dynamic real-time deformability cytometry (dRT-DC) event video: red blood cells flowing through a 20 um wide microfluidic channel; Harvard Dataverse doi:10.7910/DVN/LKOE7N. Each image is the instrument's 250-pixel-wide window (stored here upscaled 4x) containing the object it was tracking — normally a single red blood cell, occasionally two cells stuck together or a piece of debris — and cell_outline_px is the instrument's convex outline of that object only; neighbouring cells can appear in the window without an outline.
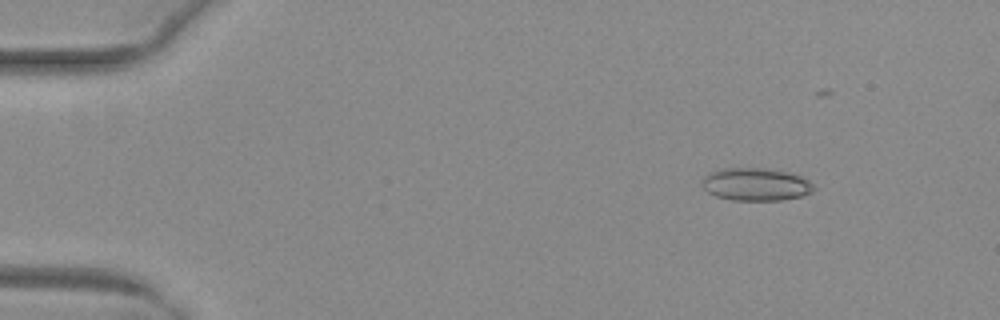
{"species": "common noctule bat (a hibernating species)", "species_latin": "Nyctalus noctula", "temperature_condition": "warm", "stored_images_in_passage": 21, "camera_frame_rate_fps": 3000, "um_per_image_px": 0.085, "animal": {"sex": "female", "body_mass_g": 29.2, "forearm_length_mm": 56.3}, "frame": {"image": 1, "passage_image": 5, "time_ms": 1.333, "image_size_px": [1000, 320], "cell_outline_px": [[816, 188], [812, 192], [800, 196], [780, 200], [732, 200], [716, 196], [708, 192], [704, 188], [704, 176], [720, 168], [768, 168], [788, 172], [800, 176], [808, 180]], "centroid_in_image_um": [64.27, 15.66], "position_along_channel_um": 20.7, "area_um2": 21.15}}
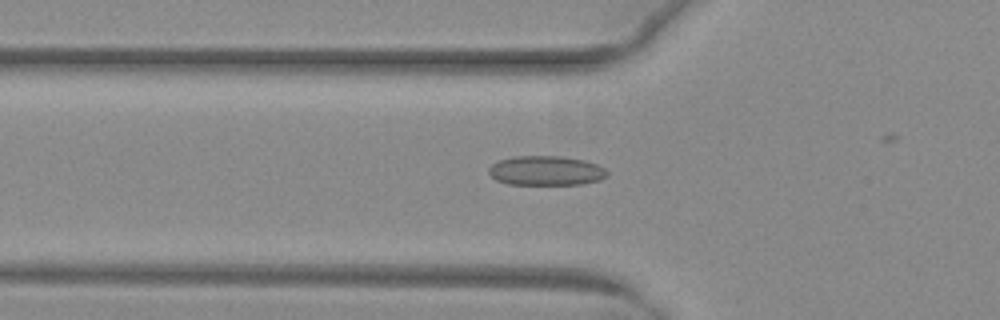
{"frame": {"image": 2, "passage_image": 17, "time_ms": 5.333, "image_size_px": [1000, 320], "cell_outline_px": [[608, 176], [600, 180], [580, 184], [508, 184], [496, 180], [488, 172], [488, 168], [492, 164], [500, 160], [512, 156], [560, 156], [584, 160], [596, 164], [604, 168], [608, 172]], "centroid_in_image_um": [46.41, 14.5], "position_along_channel_um": 79.4, "area_um2": 20.35}}
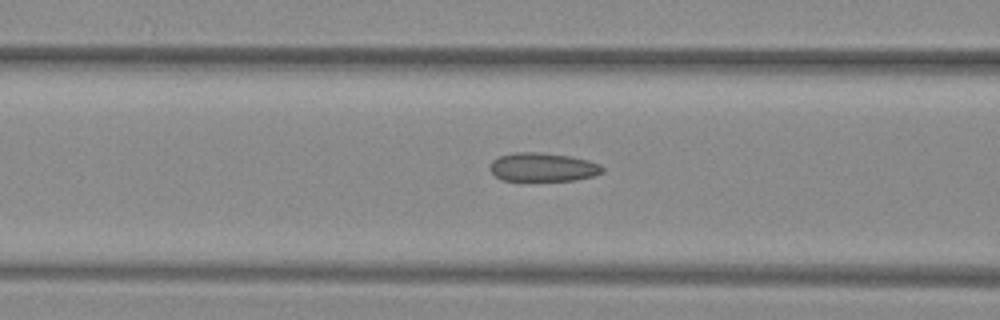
{"frame": {"image": 3, "passage_image": 20, "time_ms": 6.333, "image_size_px": [1000, 320], "cell_outline_px": [[604, 172], [592, 176], [576, 180], [500, 180], [488, 168], [492, 160], [500, 156], [516, 152], [540, 152], [572, 156], [588, 160], [600, 164], [604, 168]], "centroid_in_image_um": [46.15, 14.2], "position_along_channel_um": 120.5, "area_um2": 18.84}}